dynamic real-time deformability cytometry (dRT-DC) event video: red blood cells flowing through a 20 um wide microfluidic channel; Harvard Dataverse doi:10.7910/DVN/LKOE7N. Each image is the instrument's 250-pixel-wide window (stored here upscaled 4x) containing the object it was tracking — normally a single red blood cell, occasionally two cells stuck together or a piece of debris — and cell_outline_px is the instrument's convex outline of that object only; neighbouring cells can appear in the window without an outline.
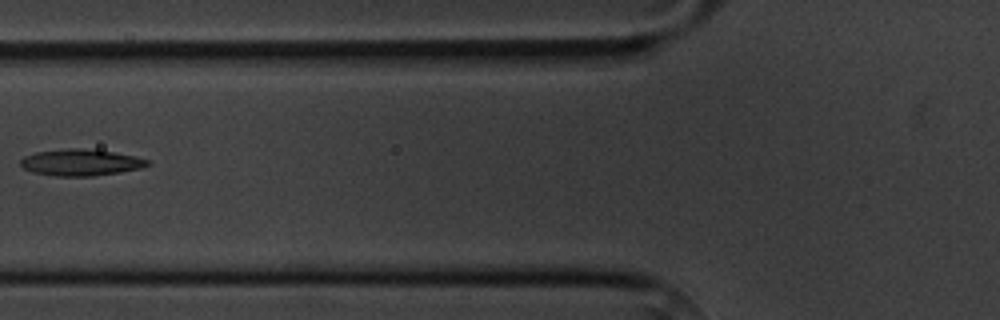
{"species": "common noctule bat (a hibernating species)", "species_latin": "Nyctalus noctula", "temperature_condition": "cold", "stored_images_in_passage": 7, "camera_frame_rate_fps": 3000, "um_per_image_px": 0.085, "animal": {"sex": "male", "body_mass_g": 20.1, "forearm_length_mm": 53.5}, "frame": {"image": 1, "passage_image": 6, "time_ms": 6.667, "image_size_px": [1000, 320], "cell_outline_px": [[152, 164], [140, 168], [120, 172], [92, 176], [56, 176], [32, 172], [24, 168], [20, 164], [20, 160], [24, 156], [36, 152], [68, 148], [80, 148], [112, 152], [136, 156], [148, 160]], "centroid_in_image_um": [6.86, 13.81], "position_along_channel_um": 118.9, "area_um2": 19.54}}
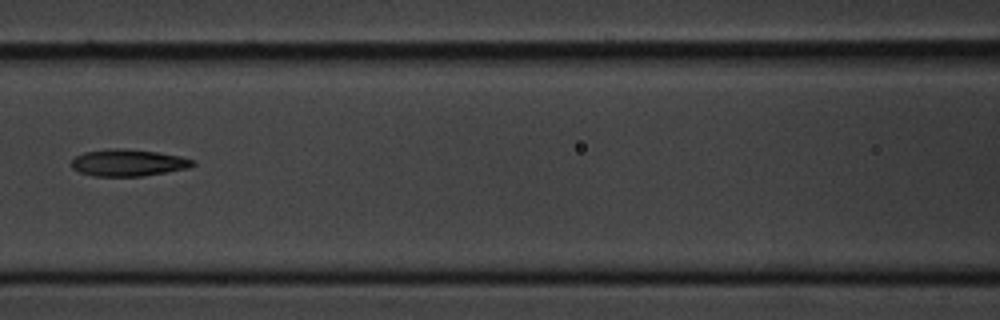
{"frame": {"image": 2, "passage_image": 7, "time_ms": 7.667, "image_size_px": [1000, 320], "cell_outline_px": [[196, 164], [188, 168], [144, 176], [92, 176], [80, 172], [72, 168], [72, 160], [76, 156], [84, 152], [112, 148], [124, 148], [156, 152], [180, 156], [196, 160]], "centroid_in_image_um": [10.91, 13.83], "position_along_channel_um": 155.7, "area_um2": 19.02}}